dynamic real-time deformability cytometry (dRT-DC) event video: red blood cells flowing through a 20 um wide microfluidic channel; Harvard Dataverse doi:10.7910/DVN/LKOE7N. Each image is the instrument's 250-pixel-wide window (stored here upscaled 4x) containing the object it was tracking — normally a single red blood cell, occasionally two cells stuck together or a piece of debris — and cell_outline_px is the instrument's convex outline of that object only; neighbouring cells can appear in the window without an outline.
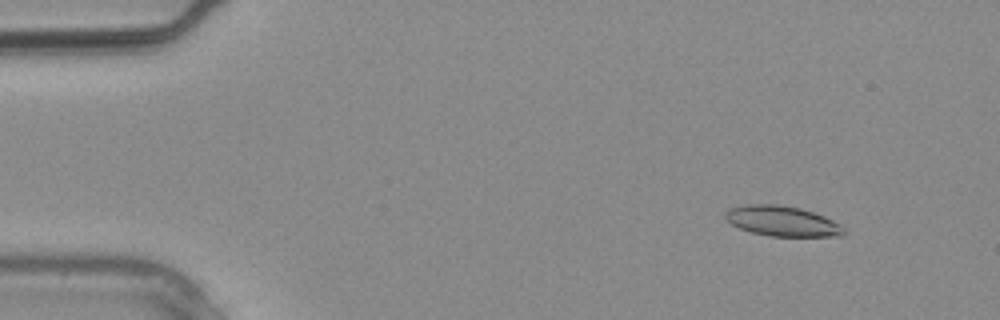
{"species": "common noctule bat (a hibernating species)", "species_latin": "Nyctalus noctula", "temperature_condition": "warm", "stored_images_in_passage": 4, "camera_frame_rate_fps": 3000, "um_per_image_px": 0.085, "animal": {"sex": "male", "body_mass_g": 20.4}, "frame": {"image": 1, "passage_image": 2, "time_ms": 0.333, "image_size_px": [1000, 320], "cell_outline_px": [[844, 232], [840, 236], [768, 236], [752, 232], [740, 228], [732, 224], [724, 216], [724, 212], [732, 208], [744, 204], [776, 204], [800, 208], [824, 216], [840, 224], [844, 228]], "centroid_in_image_um": [66.47, 18.79], "position_along_channel_um": 18.5, "area_um2": 20.69}}